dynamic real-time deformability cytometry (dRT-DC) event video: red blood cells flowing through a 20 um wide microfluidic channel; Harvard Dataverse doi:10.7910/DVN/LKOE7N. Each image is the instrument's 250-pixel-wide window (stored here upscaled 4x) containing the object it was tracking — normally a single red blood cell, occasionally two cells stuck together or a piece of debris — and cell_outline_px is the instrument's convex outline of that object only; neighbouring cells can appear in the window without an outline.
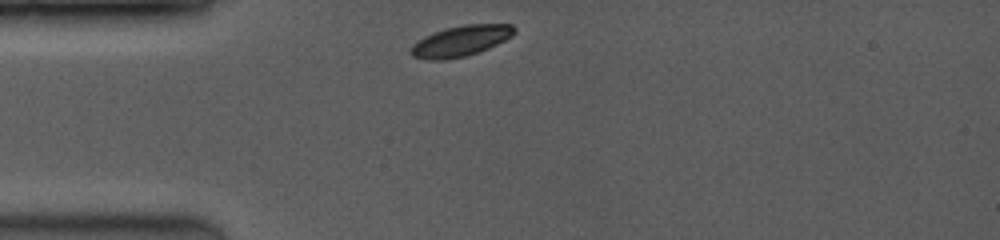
{"species": "common noctule bat (a hibernating species)", "species_latin": "Nyctalus noctula", "temperature_condition": "room temperature", "stored_images_in_passage": 5, "camera_frame_rate_fps": 3500, "um_per_image_px": 0.085, "animal": {"sex": "female", "body_mass_g": 19.0, "forearm_length_mm": 53.3}, "frame": {"image": 1, "passage_image": 1, "time_ms": 0.0, "image_size_px": [1000, 240], "cell_outline_px": [[516, 32], [512, 36], [488, 48], [464, 56], [444, 60], [428, 60], [412, 56], [408, 52], [408, 48], [416, 40], [432, 32], [444, 28], [464, 24], [512, 24], [516, 28]], "centroid_in_image_um": [39.1, 3.47], "position_along_channel_um": 45.9, "area_um2": 18.73}}
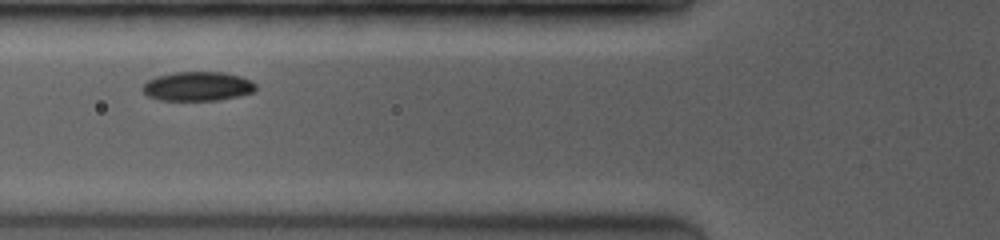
{"frame": {"image": 2, "passage_image": 4, "time_ms": 2.0, "image_size_px": [1000, 240], "cell_outline_px": [[256, 88], [252, 92], [240, 96], [216, 100], [160, 100], [148, 96], [144, 92], [144, 84], [148, 80], [156, 76], [172, 72], [224, 72], [240, 76], [256, 84]], "centroid_in_image_um": [16.8, 7.33], "position_along_channel_um": 109.0, "area_um2": 19.13}}